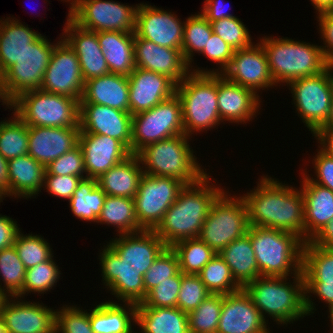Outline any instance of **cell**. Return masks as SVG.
I'll return each instance as SVG.
<instances>
[{
  "instance_id": "5",
  "label": "cell",
  "mask_w": 333,
  "mask_h": 333,
  "mask_svg": "<svg viewBox=\"0 0 333 333\" xmlns=\"http://www.w3.org/2000/svg\"><path fill=\"white\" fill-rule=\"evenodd\" d=\"M259 39L276 87L279 84L284 87L295 79L318 75L329 67L321 45L288 37L266 35Z\"/></svg>"
},
{
  "instance_id": "32",
  "label": "cell",
  "mask_w": 333,
  "mask_h": 333,
  "mask_svg": "<svg viewBox=\"0 0 333 333\" xmlns=\"http://www.w3.org/2000/svg\"><path fill=\"white\" fill-rule=\"evenodd\" d=\"M4 18H0V76L42 35L15 17Z\"/></svg>"
},
{
  "instance_id": "17",
  "label": "cell",
  "mask_w": 333,
  "mask_h": 333,
  "mask_svg": "<svg viewBox=\"0 0 333 333\" xmlns=\"http://www.w3.org/2000/svg\"><path fill=\"white\" fill-rule=\"evenodd\" d=\"M55 310L25 298L0 297V315L7 333H55Z\"/></svg>"
},
{
  "instance_id": "69",
  "label": "cell",
  "mask_w": 333,
  "mask_h": 333,
  "mask_svg": "<svg viewBox=\"0 0 333 333\" xmlns=\"http://www.w3.org/2000/svg\"><path fill=\"white\" fill-rule=\"evenodd\" d=\"M61 1H63V2H69V7L68 8H70L69 9V11L74 7V5L76 4V2H77V0H61Z\"/></svg>"
},
{
  "instance_id": "66",
  "label": "cell",
  "mask_w": 333,
  "mask_h": 333,
  "mask_svg": "<svg viewBox=\"0 0 333 333\" xmlns=\"http://www.w3.org/2000/svg\"><path fill=\"white\" fill-rule=\"evenodd\" d=\"M2 100V101H1ZM0 102H2L1 104L3 106H6V109H10V111L12 110L11 109V102L8 100V98L6 97V94H5V91H4V88H3V84H2V81H1V77H0Z\"/></svg>"
},
{
  "instance_id": "29",
  "label": "cell",
  "mask_w": 333,
  "mask_h": 333,
  "mask_svg": "<svg viewBox=\"0 0 333 333\" xmlns=\"http://www.w3.org/2000/svg\"><path fill=\"white\" fill-rule=\"evenodd\" d=\"M8 197L36 198L44 185L45 166L30 155L7 161Z\"/></svg>"
},
{
  "instance_id": "60",
  "label": "cell",
  "mask_w": 333,
  "mask_h": 333,
  "mask_svg": "<svg viewBox=\"0 0 333 333\" xmlns=\"http://www.w3.org/2000/svg\"><path fill=\"white\" fill-rule=\"evenodd\" d=\"M231 8V7H230ZM200 13L209 21L213 22L223 18L235 17L225 9L222 0H205Z\"/></svg>"
},
{
  "instance_id": "58",
  "label": "cell",
  "mask_w": 333,
  "mask_h": 333,
  "mask_svg": "<svg viewBox=\"0 0 333 333\" xmlns=\"http://www.w3.org/2000/svg\"><path fill=\"white\" fill-rule=\"evenodd\" d=\"M316 20L319 25L318 33L323 40L321 46L325 60L329 66H333V17L328 12L318 13Z\"/></svg>"
},
{
  "instance_id": "6",
  "label": "cell",
  "mask_w": 333,
  "mask_h": 333,
  "mask_svg": "<svg viewBox=\"0 0 333 333\" xmlns=\"http://www.w3.org/2000/svg\"><path fill=\"white\" fill-rule=\"evenodd\" d=\"M191 138L181 134L142 148L136 155L143 173L174 178L184 185L199 181L207 171L200 166L198 158L194 155L195 151L191 149Z\"/></svg>"
},
{
  "instance_id": "25",
  "label": "cell",
  "mask_w": 333,
  "mask_h": 333,
  "mask_svg": "<svg viewBox=\"0 0 333 333\" xmlns=\"http://www.w3.org/2000/svg\"><path fill=\"white\" fill-rule=\"evenodd\" d=\"M218 109L224 123L246 124L257 117L262 99L252 90L228 80L218 74ZM225 121V122H224Z\"/></svg>"
},
{
  "instance_id": "21",
  "label": "cell",
  "mask_w": 333,
  "mask_h": 333,
  "mask_svg": "<svg viewBox=\"0 0 333 333\" xmlns=\"http://www.w3.org/2000/svg\"><path fill=\"white\" fill-rule=\"evenodd\" d=\"M267 324L243 288L223 294L217 333H273Z\"/></svg>"
},
{
  "instance_id": "67",
  "label": "cell",
  "mask_w": 333,
  "mask_h": 333,
  "mask_svg": "<svg viewBox=\"0 0 333 333\" xmlns=\"http://www.w3.org/2000/svg\"><path fill=\"white\" fill-rule=\"evenodd\" d=\"M327 312L329 313L328 314V318L330 319L329 321H330V327H331V332H329V333H333V306H331V307H328L327 308Z\"/></svg>"
},
{
  "instance_id": "59",
  "label": "cell",
  "mask_w": 333,
  "mask_h": 333,
  "mask_svg": "<svg viewBox=\"0 0 333 333\" xmlns=\"http://www.w3.org/2000/svg\"><path fill=\"white\" fill-rule=\"evenodd\" d=\"M19 231L17 221L0 214V250L12 246Z\"/></svg>"
},
{
  "instance_id": "9",
  "label": "cell",
  "mask_w": 333,
  "mask_h": 333,
  "mask_svg": "<svg viewBox=\"0 0 333 333\" xmlns=\"http://www.w3.org/2000/svg\"><path fill=\"white\" fill-rule=\"evenodd\" d=\"M11 109L28 126L79 127V101L68 96L29 91L16 98Z\"/></svg>"
},
{
  "instance_id": "31",
  "label": "cell",
  "mask_w": 333,
  "mask_h": 333,
  "mask_svg": "<svg viewBox=\"0 0 333 333\" xmlns=\"http://www.w3.org/2000/svg\"><path fill=\"white\" fill-rule=\"evenodd\" d=\"M114 301H103L89 309L91 329L94 333H136L137 304Z\"/></svg>"
},
{
  "instance_id": "44",
  "label": "cell",
  "mask_w": 333,
  "mask_h": 333,
  "mask_svg": "<svg viewBox=\"0 0 333 333\" xmlns=\"http://www.w3.org/2000/svg\"><path fill=\"white\" fill-rule=\"evenodd\" d=\"M53 257L54 255L49 260L26 269L23 289L16 297L25 298V295L28 296L29 293L44 295L51 292L50 290L53 287H56L62 273Z\"/></svg>"
},
{
  "instance_id": "70",
  "label": "cell",
  "mask_w": 333,
  "mask_h": 333,
  "mask_svg": "<svg viewBox=\"0 0 333 333\" xmlns=\"http://www.w3.org/2000/svg\"><path fill=\"white\" fill-rule=\"evenodd\" d=\"M328 13L333 17V7L328 11Z\"/></svg>"
},
{
  "instance_id": "18",
  "label": "cell",
  "mask_w": 333,
  "mask_h": 333,
  "mask_svg": "<svg viewBox=\"0 0 333 333\" xmlns=\"http://www.w3.org/2000/svg\"><path fill=\"white\" fill-rule=\"evenodd\" d=\"M172 11L140 2L136 13L135 34L159 46L182 50L184 20Z\"/></svg>"
},
{
  "instance_id": "15",
  "label": "cell",
  "mask_w": 333,
  "mask_h": 333,
  "mask_svg": "<svg viewBox=\"0 0 333 333\" xmlns=\"http://www.w3.org/2000/svg\"><path fill=\"white\" fill-rule=\"evenodd\" d=\"M184 186L174 178L143 174L133 198L139 226L143 230H154Z\"/></svg>"
},
{
  "instance_id": "13",
  "label": "cell",
  "mask_w": 333,
  "mask_h": 333,
  "mask_svg": "<svg viewBox=\"0 0 333 333\" xmlns=\"http://www.w3.org/2000/svg\"><path fill=\"white\" fill-rule=\"evenodd\" d=\"M61 40V35L57 43L50 42L45 35H41L35 42L30 43L18 61L0 76L6 97L11 103L23 93L41 89L44 72L54 47Z\"/></svg>"
},
{
  "instance_id": "4",
  "label": "cell",
  "mask_w": 333,
  "mask_h": 333,
  "mask_svg": "<svg viewBox=\"0 0 333 333\" xmlns=\"http://www.w3.org/2000/svg\"><path fill=\"white\" fill-rule=\"evenodd\" d=\"M289 279L290 277L260 276L243 287L267 323L268 316L277 325L287 327L308 316L303 273L294 275L293 282Z\"/></svg>"
},
{
  "instance_id": "62",
  "label": "cell",
  "mask_w": 333,
  "mask_h": 333,
  "mask_svg": "<svg viewBox=\"0 0 333 333\" xmlns=\"http://www.w3.org/2000/svg\"><path fill=\"white\" fill-rule=\"evenodd\" d=\"M314 138L319 143L317 145L318 148H320L327 156L333 159V134L317 132L314 135Z\"/></svg>"
},
{
  "instance_id": "50",
  "label": "cell",
  "mask_w": 333,
  "mask_h": 333,
  "mask_svg": "<svg viewBox=\"0 0 333 333\" xmlns=\"http://www.w3.org/2000/svg\"><path fill=\"white\" fill-rule=\"evenodd\" d=\"M179 272L180 267L176 253L171 247H166L143 276L145 298L147 293L159 282L168 280Z\"/></svg>"
},
{
  "instance_id": "68",
  "label": "cell",
  "mask_w": 333,
  "mask_h": 333,
  "mask_svg": "<svg viewBox=\"0 0 333 333\" xmlns=\"http://www.w3.org/2000/svg\"><path fill=\"white\" fill-rule=\"evenodd\" d=\"M0 333H7L6 332V327L4 325V321H3L2 317H1V315H0Z\"/></svg>"
},
{
  "instance_id": "51",
  "label": "cell",
  "mask_w": 333,
  "mask_h": 333,
  "mask_svg": "<svg viewBox=\"0 0 333 333\" xmlns=\"http://www.w3.org/2000/svg\"><path fill=\"white\" fill-rule=\"evenodd\" d=\"M210 294L198 274H184L176 307L185 313L195 310Z\"/></svg>"
},
{
  "instance_id": "47",
  "label": "cell",
  "mask_w": 333,
  "mask_h": 333,
  "mask_svg": "<svg viewBox=\"0 0 333 333\" xmlns=\"http://www.w3.org/2000/svg\"><path fill=\"white\" fill-rule=\"evenodd\" d=\"M14 247L24 267L30 269L39 263L49 260L54 253L44 236L24 234L20 230L16 236Z\"/></svg>"
},
{
  "instance_id": "14",
  "label": "cell",
  "mask_w": 333,
  "mask_h": 333,
  "mask_svg": "<svg viewBox=\"0 0 333 333\" xmlns=\"http://www.w3.org/2000/svg\"><path fill=\"white\" fill-rule=\"evenodd\" d=\"M136 5L113 0H77L68 17L79 27L94 31H120L135 34Z\"/></svg>"
},
{
  "instance_id": "35",
  "label": "cell",
  "mask_w": 333,
  "mask_h": 333,
  "mask_svg": "<svg viewBox=\"0 0 333 333\" xmlns=\"http://www.w3.org/2000/svg\"><path fill=\"white\" fill-rule=\"evenodd\" d=\"M136 333H189L188 313L177 307H136Z\"/></svg>"
},
{
  "instance_id": "64",
  "label": "cell",
  "mask_w": 333,
  "mask_h": 333,
  "mask_svg": "<svg viewBox=\"0 0 333 333\" xmlns=\"http://www.w3.org/2000/svg\"><path fill=\"white\" fill-rule=\"evenodd\" d=\"M316 14L328 12L333 7V0H310Z\"/></svg>"
},
{
  "instance_id": "48",
  "label": "cell",
  "mask_w": 333,
  "mask_h": 333,
  "mask_svg": "<svg viewBox=\"0 0 333 333\" xmlns=\"http://www.w3.org/2000/svg\"><path fill=\"white\" fill-rule=\"evenodd\" d=\"M212 31L233 50L248 48L254 42L246 25L237 16L210 22Z\"/></svg>"
},
{
  "instance_id": "40",
  "label": "cell",
  "mask_w": 333,
  "mask_h": 333,
  "mask_svg": "<svg viewBox=\"0 0 333 333\" xmlns=\"http://www.w3.org/2000/svg\"><path fill=\"white\" fill-rule=\"evenodd\" d=\"M0 121V155L7 161L28 153V125L15 113Z\"/></svg>"
},
{
  "instance_id": "12",
  "label": "cell",
  "mask_w": 333,
  "mask_h": 333,
  "mask_svg": "<svg viewBox=\"0 0 333 333\" xmlns=\"http://www.w3.org/2000/svg\"><path fill=\"white\" fill-rule=\"evenodd\" d=\"M185 134L182 107L176 94L150 110L132 115L131 154L147 145Z\"/></svg>"
},
{
  "instance_id": "49",
  "label": "cell",
  "mask_w": 333,
  "mask_h": 333,
  "mask_svg": "<svg viewBox=\"0 0 333 333\" xmlns=\"http://www.w3.org/2000/svg\"><path fill=\"white\" fill-rule=\"evenodd\" d=\"M74 305H63L55 311V333H94L90 311Z\"/></svg>"
},
{
  "instance_id": "57",
  "label": "cell",
  "mask_w": 333,
  "mask_h": 333,
  "mask_svg": "<svg viewBox=\"0 0 333 333\" xmlns=\"http://www.w3.org/2000/svg\"><path fill=\"white\" fill-rule=\"evenodd\" d=\"M311 294L328 304L327 307L333 306V283H305V306L308 316L317 310Z\"/></svg>"
},
{
  "instance_id": "20",
  "label": "cell",
  "mask_w": 333,
  "mask_h": 333,
  "mask_svg": "<svg viewBox=\"0 0 333 333\" xmlns=\"http://www.w3.org/2000/svg\"><path fill=\"white\" fill-rule=\"evenodd\" d=\"M80 132L110 136L119 140L131 153L132 115L96 103H79Z\"/></svg>"
},
{
  "instance_id": "43",
  "label": "cell",
  "mask_w": 333,
  "mask_h": 333,
  "mask_svg": "<svg viewBox=\"0 0 333 333\" xmlns=\"http://www.w3.org/2000/svg\"><path fill=\"white\" fill-rule=\"evenodd\" d=\"M25 274L14 245L0 250V297L16 296L23 289Z\"/></svg>"
},
{
  "instance_id": "42",
  "label": "cell",
  "mask_w": 333,
  "mask_h": 333,
  "mask_svg": "<svg viewBox=\"0 0 333 333\" xmlns=\"http://www.w3.org/2000/svg\"><path fill=\"white\" fill-rule=\"evenodd\" d=\"M171 248L176 253L180 271L184 274H198L216 255V252L199 238L177 242Z\"/></svg>"
},
{
  "instance_id": "65",
  "label": "cell",
  "mask_w": 333,
  "mask_h": 333,
  "mask_svg": "<svg viewBox=\"0 0 333 333\" xmlns=\"http://www.w3.org/2000/svg\"><path fill=\"white\" fill-rule=\"evenodd\" d=\"M319 132L333 134V95H332V100H331V111H330L329 118H328L327 122L325 123L324 128Z\"/></svg>"
},
{
  "instance_id": "54",
  "label": "cell",
  "mask_w": 333,
  "mask_h": 333,
  "mask_svg": "<svg viewBox=\"0 0 333 333\" xmlns=\"http://www.w3.org/2000/svg\"><path fill=\"white\" fill-rule=\"evenodd\" d=\"M45 170V175L86 177L83 153L79 144L58 159L50 162Z\"/></svg>"
},
{
  "instance_id": "16",
  "label": "cell",
  "mask_w": 333,
  "mask_h": 333,
  "mask_svg": "<svg viewBox=\"0 0 333 333\" xmlns=\"http://www.w3.org/2000/svg\"><path fill=\"white\" fill-rule=\"evenodd\" d=\"M84 85L79 59L62 39L54 47L50 62L44 72L41 90L80 101L83 97Z\"/></svg>"
},
{
  "instance_id": "11",
  "label": "cell",
  "mask_w": 333,
  "mask_h": 333,
  "mask_svg": "<svg viewBox=\"0 0 333 333\" xmlns=\"http://www.w3.org/2000/svg\"><path fill=\"white\" fill-rule=\"evenodd\" d=\"M286 86L292 94L298 117L314 136L324 128L330 115L333 66L318 75L295 79Z\"/></svg>"
},
{
  "instance_id": "24",
  "label": "cell",
  "mask_w": 333,
  "mask_h": 333,
  "mask_svg": "<svg viewBox=\"0 0 333 333\" xmlns=\"http://www.w3.org/2000/svg\"><path fill=\"white\" fill-rule=\"evenodd\" d=\"M78 144L83 153L86 178L97 179L131 155L119 140L106 135L80 132Z\"/></svg>"
},
{
  "instance_id": "36",
  "label": "cell",
  "mask_w": 333,
  "mask_h": 333,
  "mask_svg": "<svg viewBox=\"0 0 333 333\" xmlns=\"http://www.w3.org/2000/svg\"><path fill=\"white\" fill-rule=\"evenodd\" d=\"M230 267L235 281L243 288L260 277L254 250L248 233L232 241L219 253Z\"/></svg>"
},
{
  "instance_id": "52",
  "label": "cell",
  "mask_w": 333,
  "mask_h": 333,
  "mask_svg": "<svg viewBox=\"0 0 333 333\" xmlns=\"http://www.w3.org/2000/svg\"><path fill=\"white\" fill-rule=\"evenodd\" d=\"M233 53L234 50L224 40L215 33H212L200 54L206 56L208 60L216 63V67L218 68L215 70L213 68L208 70L207 67L205 69L202 67H194L196 69L191 68L189 71L197 74H222L228 68Z\"/></svg>"
},
{
  "instance_id": "53",
  "label": "cell",
  "mask_w": 333,
  "mask_h": 333,
  "mask_svg": "<svg viewBox=\"0 0 333 333\" xmlns=\"http://www.w3.org/2000/svg\"><path fill=\"white\" fill-rule=\"evenodd\" d=\"M182 283V272L159 282L146 295V298L137 306L149 307H176L179 290Z\"/></svg>"
},
{
  "instance_id": "23",
  "label": "cell",
  "mask_w": 333,
  "mask_h": 333,
  "mask_svg": "<svg viewBox=\"0 0 333 333\" xmlns=\"http://www.w3.org/2000/svg\"><path fill=\"white\" fill-rule=\"evenodd\" d=\"M128 80L131 115L150 110L176 94L177 84L166 75L153 71L135 68Z\"/></svg>"
},
{
  "instance_id": "8",
  "label": "cell",
  "mask_w": 333,
  "mask_h": 333,
  "mask_svg": "<svg viewBox=\"0 0 333 333\" xmlns=\"http://www.w3.org/2000/svg\"><path fill=\"white\" fill-rule=\"evenodd\" d=\"M218 74L189 73L176 86L182 107L185 135L217 128L222 121L218 109ZM217 126V127H216ZM192 135V136H191Z\"/></svg>"
},
{
  "instance_id": "56",
  "label": "cell",
  "mask_w": 333,
  "mask_h": 333,
  "mask_svg": "<svg viewBox=\"0 0 333 333\" xmlns=\"http://www.w3.org/2000/svg\"><path fill=\"white\" fill-rule=\"evenodd\" d=\"M317 154L313 156L312 165L314 166V175H309L307 168L303 171L304 174L314 183L327 187L333 191V159L327 156L320 148L317 149Z\"/></svg>"
},
{
  "instance_id": "55",
  "label": "cell",
  "mask_w": 333,
  "mask_h": 333,
  "mask_svg": "<svg viewBox=\"0 0 333 333\" xmlns=\"http://www.w3.org/2000/svg\"><path fill=\"white\" fill-rule=\"evenodd\" d=\"M86 177H78L73 175L58 176V175H44L43 190H47L53 196L70 200L74 192L78 188V184Z\"/></svg>"
},
{
  "instance_id": "28",
  "label": "cell",
  "mask_w": 333,
  "mask_h": 333,
  "mask_svg": "<svg viewBox=\"0 0 333 333\" xmlns=\"http://www.w3.org/2000/svg\"><path fill=\"white\" fill-rule=\"evenodd\" d=\"M300 189L304 199V242L311 241L333 219V191L312 182L301 173Z\"/></svg>"
},
{
  "instance_id": "3",
  "label": "cell",
  "mask_w": 333,
  "mask_h": 333,
  "mask_svg": "<svg viewBox=\"0 0 333 333\" xmlns=\"http://www.w3.org/2000/svg\"><path fill=\"white\" fill-rule=\"evenodd\" d=\"M209 174L196 183L185 185L153 230L166 247L200 235L211 204L224 191Z\"/></svg>"
},
{
  "instance_id": "2",
  "label": "cell",
  "mask_w": 333,
  "mask_h": 333,
  "mask_svg": "<svg viewBox=\"0 0 333 333\" xmlns=\"http://www.w3.org/2000/svg\"><path fill=\"white\" fill-rule=\"evenodd\" d=\"M243 194L250 226L294 233L304 241V199L301 189L264 175Z\"/></svg>"
},
{
  "instance_id": "38",
  "label": "cell",
  "mask_w": 333,
  "mask_h": 333,
  "mask_svg": "<svg viewBox=\"0 0 333 333\" xmlns=\"http://www.w3.org/2000/svg\"><path fill=\"white\" fill-rule=\"evenodd\" d=\"M106 196L95 178H84L68 201L69 208L77 219L97 223Z\"/></svg>"
},
{
  "instance_id": "71",
  "label": "cell",
  "mask_w": 333,
  "mask_h": 333,
  "mask_svg": "<svg viewBox=\"0 0 333 333\" xmlns=\"http://www.w3.org/2000/svg\"><path fill=\"white\" fill-rule=\"evenodd\" d=\"M3 200H4V199L0 196V203L3 202Z\"/></svg>"
},
{
  "instance_id": "1",
  "label": "cell",
  "mask_w": 333,
  "mask_h": 333,
  "mask_svg": "<svg viewBox=\"0 0 333 333\" xmlns=\"http://www.w3.org/2000/svg\"><path fill=\"white\" fill-rule=\"evenodd\" d=\"M165 248L153 230L117 235L99 250L102 285L118 302L141 303L143 276Z\"/></svg>"
},
{
  "instance_id": "10",
  "label": "cell",
  "mask_w": 333,
  "mask_h": 333,
  "mask_svg": "<svg viewBox=\"0 0 333 333\" xmlns=\"http://www.w3.org/2000/svg\"><path fill=\"white\" fill-rule=\"evenodd\" d=\"M224 190L211 204L198 238L216 254L249 229L248 211L241 195Z\"/></svg>"
},
{
  "instance_id": "7",
  "label": "cell",
  "mask_w": 333,
  "mask_h": 333,
  "mask_svg": "<svg viewBox=\"0 0 333 333\" xmlns=\"http://www.w3.org/2000/svg\"><path fill=\"white\" fill-rule=\"evenodd\" d=\"M260 276L293 277L302 273L304 241L294 233L249 226Z\"/></svg>"
},
{
  "instance_id": "34",
  "label": "cell",
  "mask_w": 333,
  "mask_h": 333,
  "mask_svg": "<svg viewBox=\"0 0 333 333\" xmlns=\"http://www.w3.org/2000/svg\"><path fill=\"white\" fill-rule=\"evenodd\" d=\"M135 34L120 31L97 32V38L109 72L129 76L135 69Z\"/></svg>"
},
{
  "instance_id": "46",
  "label": "cell",
  "mask_w": 333,
  "mask_h": 333,
  "mask_svg": "<svg viewBox=\"0 0 333 333\" xmlns=\"http://www.w3.org/2000/svg\"><path fill=\"white\" fill-rule=\"evenodd\" d=\"M223 294H210L188 313L189 333H217Z\"/></svg>"
},
{
  "instance_id": "37",
  "label": "cell",
  "mask_w": 333,
  "mask_h": 333,
  "mask_svg": "<svg viewBox=\"0 0 333 333\" xmlns=\"http://www.w3.org/2000/svg\"><path fill=\"white\" fill-rule=\"evenodd\" d=\"M98 223L113 225L118 232L117 235L143 231L138 224L133 198L107 195Z\"/></svg>"
},
{
  "instance_id": "30",
  "label": "cell",
  "mask_w": 333,
  "mask_h": 333,
  "mask_svg": "<svg viewBox=\"0 0 333 333\" xmlns=\"http://www.w3.org/2000/svg\"><path fill=\"white\" fill-rule=\"evenodd\" d=\"M79 103H96L129 112L128 76L109 73L85 81Z\"/></svg>"
},
{
  "instance_id": "63",
  "label": "cell",
  "mask_w": 333,
  "mask_h": 333,
  "mask_svg": "<svg viewBox=\"0 0 333 333\" xmlns=\"http://www.w3.org/2000/svg\"><path fill=\"white\" fill-rule=\"evenodd\" d=\"M0 196L8 197V167L7 160L0 155Z\"/></svg>"
},
{
  "instance_id": "45",
  "label": "cell",
  "mask_w": 333,
  "mask_h": 333,
  "mask_svg": "<svg viewBox=\"0 0 333 333\" xmlns=\"http://www.w3.org/2000/svg\"><path fill=\"white\" fill-rule=\"evenodd\" d=\"M201 281L212 294H230L242 287L232 276L230 267L216 254L198 273Z\"/></svg>"
},
{
  "instance_id": "41",
  "label": "cell",
  "mask_w": 333,
  "mask_h": 333,
  "mask_svg": "<svg viewBox=\"0 0 333 333\" xmlns=\"http://www.w3.org/2000/svg\"><path fill=\"white\" fill-rule=\"evenodd\" d=\"M212 33L210 22L200 12L186 18L181 52L185 61L189 64V69L194 67L192 65L194 54L203 51Z\"/></svg>"
},
{
  "instance_id": "19",
  "label": "cell",
  "mask_w": 333,
  "mask_h": 333,
  "mask_svg": "<svg viewBox=\"0 0 333 333\" xmlns=\"http://www.w3.org/2000/svg\"><path fill=\"white\" fill-rule=\"evenodd\" d=\"M228 80L252 90L260 97L259 92L276 87L270 73L266 53L260 42L248 48L234 50L228 68L222 73Z\"/></svg>"
},
{
  "instance_id": "39",
  "label": "cell",
  "mask_w": 333,
  "mask_h": 333,
  "mask_svg": "<svg viewBox=\"0 0 333 333\" xmlns=\"http://www.w3.org/2000/svg\"><path fill=\"white\" fill-rule=\"evenodd\" d=\"M302 273L305 283H333V249L304 242Z\"/></svg>"
},
{
  "instance_id": "33",
  "label": "cell",
  "mask_w": 333,
  "mask_h": 333,
  "mask_svg": "<svg viewBox=\"0 0 333 333\" xmlns=\"http://www.w3.org/2000/svg\"><path fill=\"white\" fill-rule=\"evenodd\" d=\"M143 168L136 154H131L123 162L111 167L96 180L106 195L134 198Z\"/></svg>"
},
{
  "instance_id": "26",
  "label": "cell",
  "mask_w": 333,
  "mask_h": 333,
  "mask_svg": "<svg viewBox=\"0 0 333 333\" xmlns=\"http://www.w3.org/2000/svg\"><path fill=\"white\" fill-rule=\"evenodd\" d=\"M62 39L76 53L83 80L109 74V67L99 45L97 32L79 27L68 16L64 24Z\"/></svg>"
},
{
  "instance_id": "61",
  "label": "cell",
  "mask_w": 333,
  "mask_h": 333,
  "mask_svg": "<svg viewBox=\"0 0 333 333\" xmlns=\"http://www.w3.org/2000/svg\"><path fill=\"white\" fill-rule=\"evenodd\" d=\"M310 242L326 249H333V219Z\"/></svg>"
},
{
  "instance_id": "27",
  "label": "cell",
  "mask_w": 333,
  "mask_h": 333,
  "mask_svg": "<svg viewBox=\"0 0 333 333\" xmlns=\"http://www.w3.org/2000/svg\"><path fill=\"white\" fill-rule=\"evenodd\" d=\"M28 155L45 167L79 142V127L28 126Z\"/></svg>"
},
{
  "instance_id": "22",
  "label": "cell",
  "mask_w": 333,
  "mask_h": 333,
  "mask_svg": "<svg viewBox=\"0 0 333 333\" xmlns=\"http://www.w3.org/2000/svg\"><path fill=\"white\" fill-rule=\"evenodd\" d=\"M135 68L166 75L179 84L189 73V64L181 50L159 46L149 40L134 37Z\"/></svg>"
}]
</instances>
